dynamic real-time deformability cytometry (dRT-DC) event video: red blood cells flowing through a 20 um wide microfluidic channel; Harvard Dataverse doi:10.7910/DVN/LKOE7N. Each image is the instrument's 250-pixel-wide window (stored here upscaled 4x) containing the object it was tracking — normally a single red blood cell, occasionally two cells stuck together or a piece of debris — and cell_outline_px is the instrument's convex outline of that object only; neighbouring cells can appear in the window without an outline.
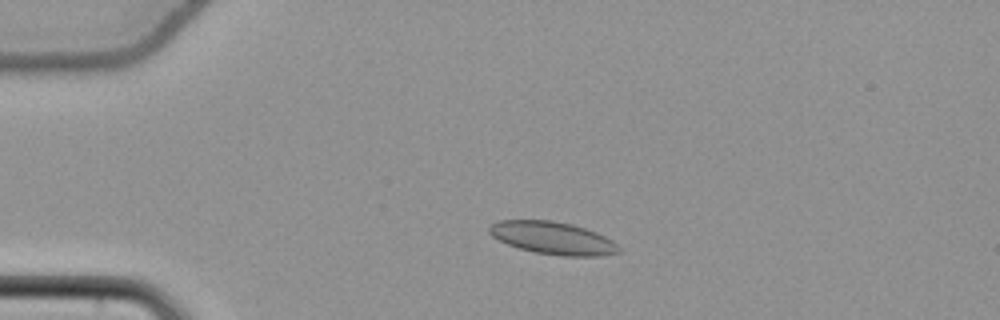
{"species": "common noctule bat (a hibernating species)", "species_latin": "Nyctalus noctula", "temperature_condition": "cold", "stored_images_in_passage": 53, "camera_frame_rate_fps": 3000, "um_per_image_px": 0.085, "animal": {"sex": "female", "body_mass_g": 22.7, "forearm_length_mm": 54.2}, "frame": {"image": 1, "passage_image": 11, "time_ms": 3.333, "image_size_px": [1000, 320], "cell_outline_px": [[620, 252], [600, 256], [560, 256], [536, 252], [520, 248], [508, 244], [492, 236], [488, 232], [488, 228], [492, 224], [500, 220], [552, 220], [572, 224], [596, 232], [612, 240], [620, 248]], "centroid_in_image_um": [46.99, 20.23], "position_along_channel_um": 38.0, "area_um2": 24.45}}
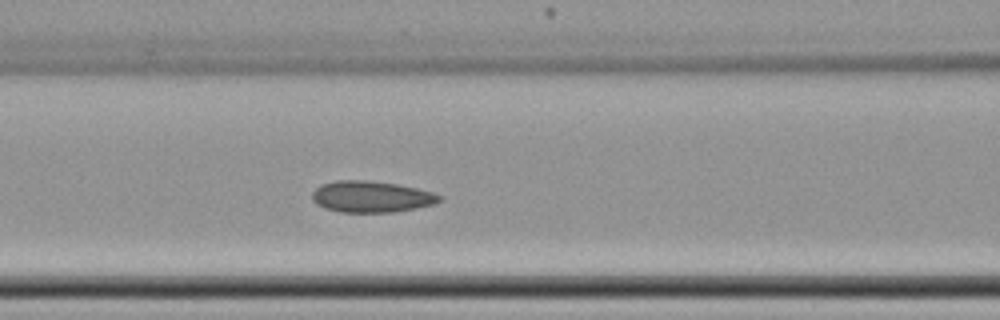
{"frame": {"image": 2, "passage_image": 22, "time_ms": 7.0, "image_size_px": [1000, 320], "cell_outline_px": [[440, 200], [432, 204], [416, 208], [392, 212], [340, 212], [324, 208], [316, 204], [312, 200], [312, 192], [320, 184], [336, 180], [368, 180], [396, 184], [416, 188], [432, 192], [440, 196]], "centroid_in_image_um": [31.49, 16.71], "position_along_channel_um": 135.1, "area_um2": 23.18}}
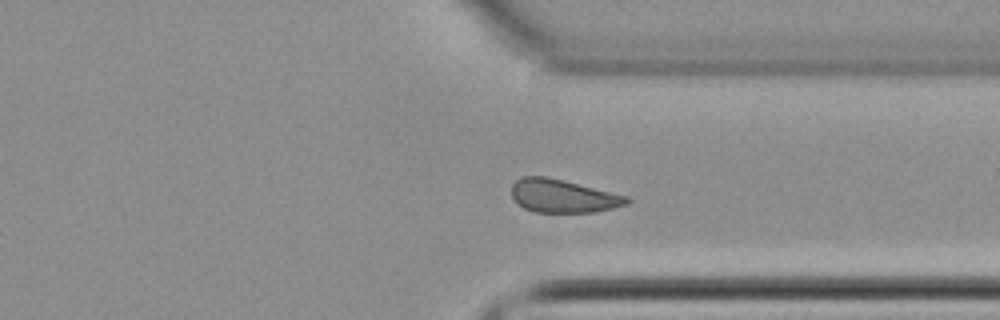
{"frame": {"image": 3, "passage_image": 40, "time_ms": 13.0, "image_size_px": [1000, 320], "cell_outline_px": [[628, 204], [596, 212], [532, 212], [524, 208], [512, 196], [512, 184], [520, 176], [548, 176], [628, 196]], "centroid_in_image_um": [47.84, 16.65], "position_along_channel_um": 363.6, "area_um2": 22.25}, "authors_computed_cell_mechanics": {"area_um2": 23.2356, "velocity_mm_per_s": 3.7937, "shape_relaxation_time_tau1_ms": null, "shape_relaxation_time_tau2_ms": 2.7928, "deformation_change_tau1": null, "deformation_change_tau2": 0.0764}}